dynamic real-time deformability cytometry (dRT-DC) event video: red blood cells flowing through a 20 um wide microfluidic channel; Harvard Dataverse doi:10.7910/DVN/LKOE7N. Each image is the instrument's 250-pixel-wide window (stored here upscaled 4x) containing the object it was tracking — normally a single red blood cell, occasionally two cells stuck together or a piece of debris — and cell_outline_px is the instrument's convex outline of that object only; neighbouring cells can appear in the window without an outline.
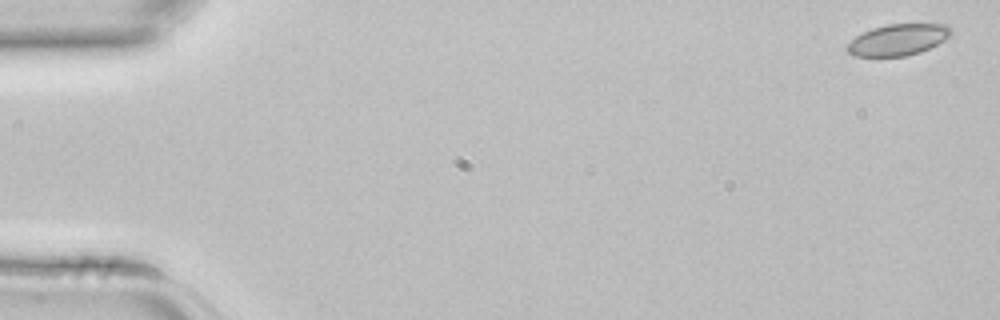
{"species": "common noctule bat (a hibernating species)", "species_latin": "Nyctalus noctula", "temperature_condition": "room temperature", "stored_images_in_passage": 4, "camera_frame_rate_fps": 3000, "um_per_image_px": 0.085, "animal": {"sex": "female", "body_mass_g": 22.7, "forearm_length_mm": 54.2}, "frame": {"image": 1, "passage_image": 1, "time_ms": 0.0, "image_size_px": [1000, 320], "cell_outline_px": [[952, 36], [920, 52], [904, 56], [856, 56], [848, 52], [844, 48], [856, 36], [872, 28], [888, 24], [948, 24], [952, 28]], "centroid_in_image_um": [76.36, 3.37], "position_along_channel_um": 8.6, "area_um2": 18.9}}